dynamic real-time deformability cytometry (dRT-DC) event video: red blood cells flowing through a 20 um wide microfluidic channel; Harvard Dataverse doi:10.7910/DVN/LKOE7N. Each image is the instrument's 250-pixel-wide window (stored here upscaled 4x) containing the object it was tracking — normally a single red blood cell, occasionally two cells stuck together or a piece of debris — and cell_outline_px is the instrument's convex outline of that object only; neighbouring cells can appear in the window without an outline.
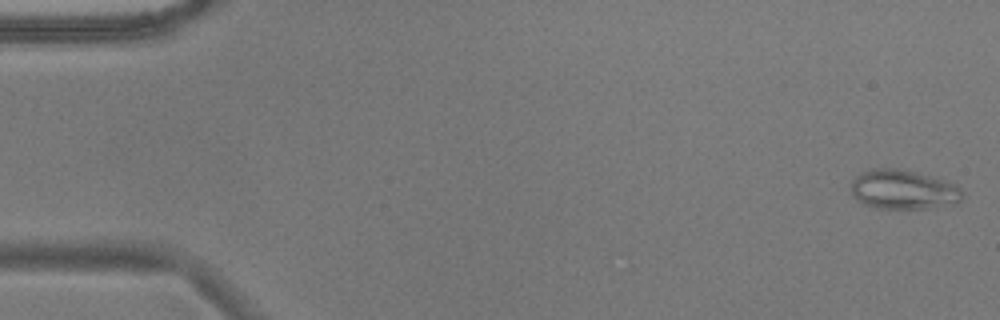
{"species": "common noctule bat (a hibernating species)", "species_latin": "Nyctalus noctula", "temperature_condition": "warm", "stored_images_in_passage": 54, "camera_frame_rate_fps": 3000, "um_per_image_px": 0.085, "animal": {"sex": "male", "body_mass_g": 17.9}, "frame": {"image": 1, "passage_image": 1, "time_ms": 0.0, "image_size_px": [1000, 320], "cell_outline_px": [[964, 192], [960, 200], [956, 204], [924, 208], [876, 208], [864, 204], [856, 200], [852, 196], [848, 184], [860, 172], [872, 168], [896, 168], [928, 176], [956, 184]], "centroid_in_image_um": [76.71, 16.12], "position_along_channel_um": 8.3, "area_um2": 25.66}}
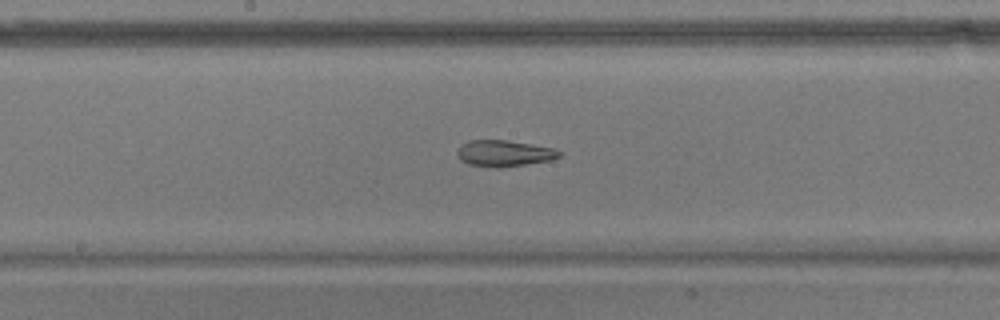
{"frame": {"image": 2, "passage_image": 28, "time_ms": 9.0, "image_size_px": [1000, 320], "cell_outline_px": [[564, 152], [560, 156], [552, 160], [524, 164], [468, 164], [460, 160], [456, 152], [460, 144], [468, 140], [508, 140], [532, 144], [552, 148]], "centroid_in_image_um": [42.87, 12.97], "position_along_channel_um": 205.3, "area_um2": 14.91}}
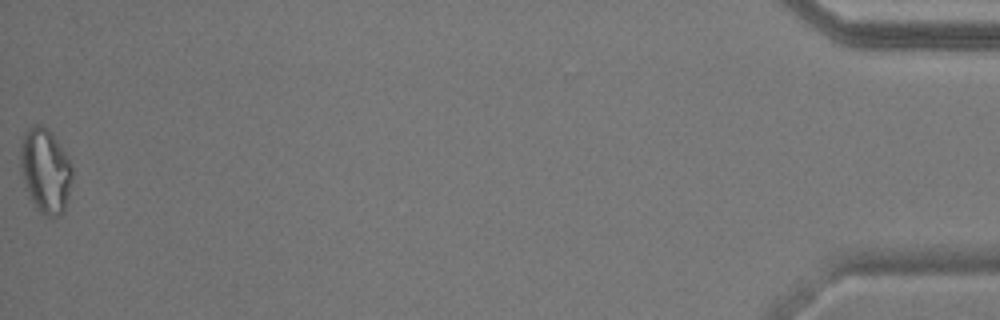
{"frame": {"image": 3, "passage_image": 54, "time_ms": 17.667, "image_size_px": [1000, 320], "cell_outline_px": [[72, 180], [64, 212], [60, 216], [48, 216], [40, 212], [36, 208], [24, 188], [20, 168], [20, 152], [24, 132], [28, 128], [36, 124], [40, 124], [48, 128], [64, 152], [72, 168]], "centroid_in_image_um": [3.83, 14.52], "position_along_channel_um": 431.4, "area_um2": 25.55}, "authors_computed_cell_mechanics": {"area_um2": 20.4034, "velocity_mm_per_s": 3.7191, "shape_relaxation_time_tau1_ms": null, "shape_relaxation_time_tau2_ms": 4.3835, "deformation_change_tau1": null, "deformation_change_tau2": 0.1236}}